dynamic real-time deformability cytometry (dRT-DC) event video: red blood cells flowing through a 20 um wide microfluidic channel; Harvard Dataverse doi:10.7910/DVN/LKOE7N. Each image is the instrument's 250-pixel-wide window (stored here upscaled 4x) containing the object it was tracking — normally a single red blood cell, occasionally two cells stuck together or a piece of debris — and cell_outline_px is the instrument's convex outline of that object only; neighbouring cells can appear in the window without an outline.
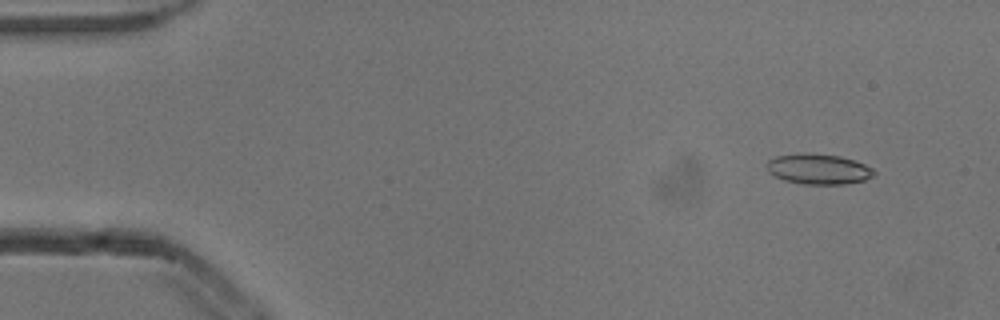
{"species": "common noctule bat (a hibernating species)", "species_latin": "Nyctalus noctula", "temperature_condition": "cold", "stored_images_in_passage": 4, "camera_frame_rate_fps": 3000, "um_per_image_px": 0.085, "animal": {"sex": "male", "body_mass_g": 13.3}, "frame": {"image": 1, "passage_image": 2, "time_ms": 0.333, "image_size_px": [1000, 320], "cell_outline_px": [[876, 172], [872, 176], [864, 180], [844, 184], [804, 184], [784, 180], [768, 172], [768, 160], [776, 156], [800, 152], [840, 156], [864, 164], [872, 168]], "centroid_in_image_um": [69.56, 14.36], "position_along_channel_um": 15.4, "area_um2": 18.84}}